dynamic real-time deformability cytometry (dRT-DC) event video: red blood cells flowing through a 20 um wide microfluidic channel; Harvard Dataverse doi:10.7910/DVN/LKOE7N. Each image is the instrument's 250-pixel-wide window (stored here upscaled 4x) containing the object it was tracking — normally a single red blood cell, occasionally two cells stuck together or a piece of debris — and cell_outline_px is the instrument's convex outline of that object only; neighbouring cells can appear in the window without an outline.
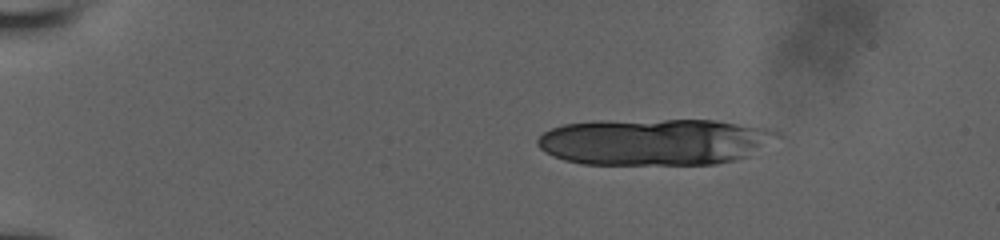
{"species": "human", "species_latin": "Homo sapiens", "temperature_condition": "room temperature", "stored_images_in_passage": 36, "camera_frame_rate_fps": 3000, "um_per_image_px": 0.085, "donor": {"sex": "male"}, "frame": {"image": 1, "passage_image": 1, "time_ms": 0.0, "image_size_px": [1000, 240], "cell_outline_px": [[764, 132], [756, 144], [744, 156], [732, 160], [716, 164], [580, 164], [564, 160], [552, 156], [544, 152], [536, 144], [536, 140], [544, 132], [552, 128], [564, 124], [604, 120], [712, 120], [764, 128]], "centroid_in_image_um": [55.23, 12.06], "position_along_channel_um": 29.8, "area_um2": 62.66}}
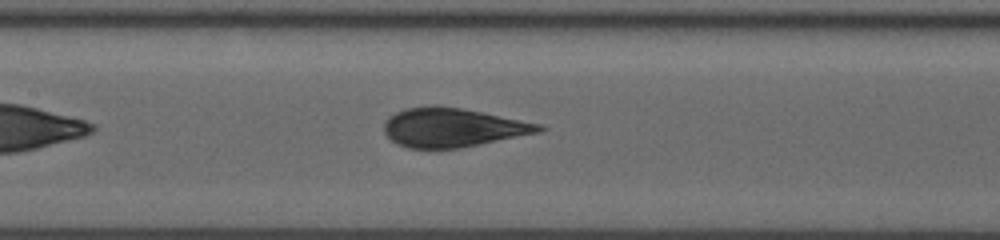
{"frame": {"image": 2, "passage_image": 17, "time_ms": 6.667, "image_size_px": [1000, 240], "cell_outline_px": [[548, 128], [540, 132], [460, 148], [408, 148], [396, 144], [384, 132], [384, 120], [388, 116], [404, 108], [432, 104], [436, 104], [460, 108], [544, 124]], "centroid_in_image_um": [38.46, 10.82], "position_along_channel_um": 168.9, "area_um2": 35.43}}
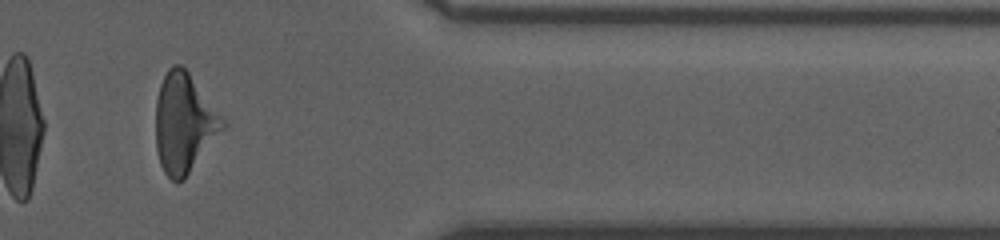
{"frame": {"image": 3, "passage_image": 31, "time_ms": 13.0, "image_size_px": [1000, 240], "cell_outline_px": [[228, 124], [184, 180], [172, 180], [164, 172], [160, 164], [156, 148], [156, 100], [160, 84], [168, 68], [172, 64], [180, 64], [188, 72]], "centroid_in_image_um": [15.64, 10.47], "position_along_channel_um": 395.8, "area_um2": 38.55}, "authors_computed_cell_mechanics": {"area_um2": 37.4544, "velocity_mm_per_s": 3.854, "shape_relaxation_time_tau1_ms": 4.5401, "shape_relaxation_time_tau2_ms": null, "deformation_change_tau1": 0.1684, "deformation_change_tau2": null}}